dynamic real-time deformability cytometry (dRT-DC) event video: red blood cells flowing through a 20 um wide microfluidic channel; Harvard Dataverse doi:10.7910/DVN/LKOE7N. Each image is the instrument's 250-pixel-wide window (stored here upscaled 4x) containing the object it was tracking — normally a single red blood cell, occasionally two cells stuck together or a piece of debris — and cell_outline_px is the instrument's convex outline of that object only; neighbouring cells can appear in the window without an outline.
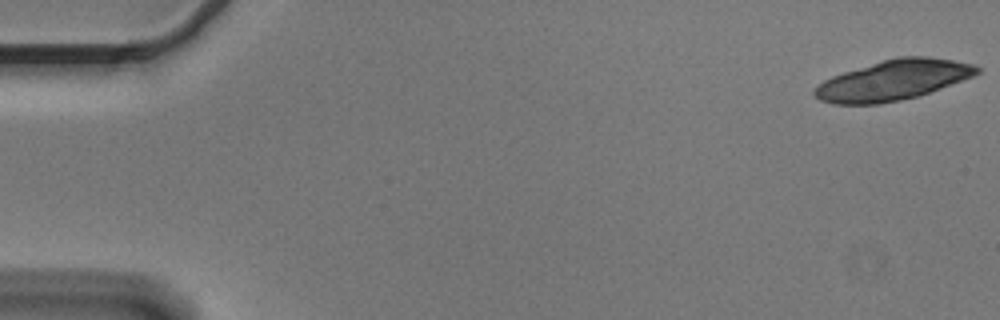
{"species": "Egyptian fruit bat (a non-hibernating species)", "species_latin": "Rousettus aegyptiacus", "temperature_condition": "cold", "stored_images_in_passage": 8, "camera_frame_rate_fps": 3000, "um_per_image_px": 0.085, "animal": {"sex": "male"}, "frame": {"image": 1, "passage_image": 1, "time_ms": 0.0, "image_size_px": [1000, 320], "cell_outline_px": [[980, 72], [972, 76], [928, 92], [916, 96], [900, 100], [880, 104], [832, 104], [820, 100], [812, 92], [824, 80], [832, 76], [844, 72], [884, 60], [900, 56], [928, 56], [952, 60], [972, 64], [980, 68]], "centroid_in_image_um": [75.9, 6.81], "position_along_channel_um": 9.1, "area_um2": 37.34}}